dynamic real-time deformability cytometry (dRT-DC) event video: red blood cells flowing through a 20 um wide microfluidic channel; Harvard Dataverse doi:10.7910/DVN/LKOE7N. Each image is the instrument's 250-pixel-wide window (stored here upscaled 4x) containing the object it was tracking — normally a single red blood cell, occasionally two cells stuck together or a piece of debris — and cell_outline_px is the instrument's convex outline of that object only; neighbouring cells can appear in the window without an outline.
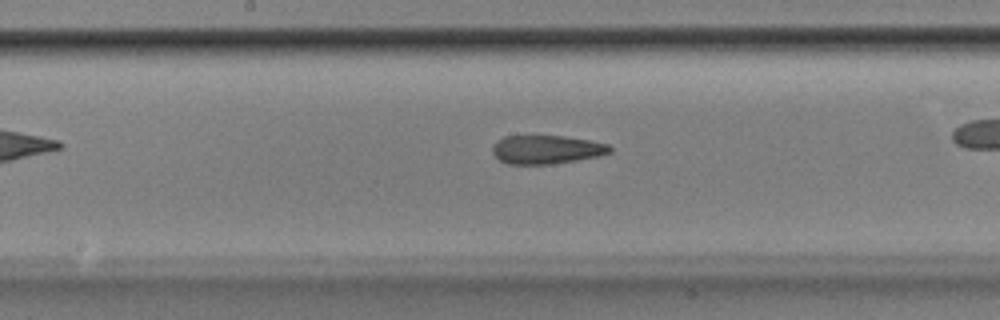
{"species": "Egyptian fruit bat (a non-hibernating species)", "species_latin": "Rousettus aegyptiacus", "temperature_condition": "room temperature", "stored_images_in_passage": 25, "camera_frame_rate_fps": 3000, "um_per_image_px": 0.085, "animal": {"sex": "male"}, "frame": {"image": 1, "passage_image": 11, "time_ms": 3.333, "image_size_px": [1000, 320], "cell_outline_px": [[612, 152], [600, 156], [552, 164], [508, 164], [500, 160], [492, 152], [492, 144], [504, 136], [564, 136], [588, 140], [608, 144], [612, 148]], "centroid_in_image_um": [46.45, 12.71], "position_along_channel_um": 201.7, "area_um2": 19.59}}